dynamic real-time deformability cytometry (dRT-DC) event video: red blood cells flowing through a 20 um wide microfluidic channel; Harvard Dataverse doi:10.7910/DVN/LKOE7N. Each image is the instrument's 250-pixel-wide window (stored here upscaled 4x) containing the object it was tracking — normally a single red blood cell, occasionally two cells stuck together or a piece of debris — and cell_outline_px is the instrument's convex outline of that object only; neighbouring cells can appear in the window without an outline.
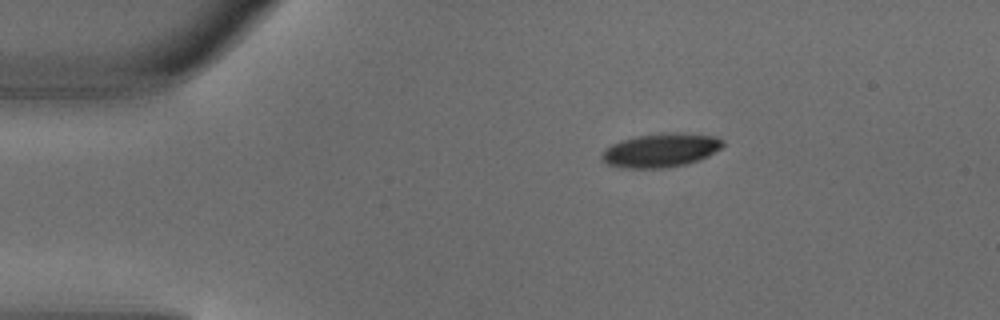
{"species": "common noctule bat (a hibernating species)", "species_latin": "Nyctalus noctula", "temperature_condition": "warm", "stored_images_in_passage": 2, "camera_frame_rate_fps": 3000, "um_per_image_px": 0.085, "animal": {"sex": "male", "body_mass_g": 18.8}, "frame": {"image": 1, "passage_image": 1, "time_ms": 0.0, "image_size_px": [1000, 320], "cell_outline_px": [[724, 144], [720, 148], [708, 156], [700, 160], [688, 164], [664, 168], [620, 168], [604, 164], [600, 160], [600, 152], [604, 148], [620, 140], [636, 136], [676, 132], [716, 136], [724, 140]], "centroid_in_image_um": [56.11, 12.79], "position_along_channel_um": 28.9, "area_um2": 24.28}}